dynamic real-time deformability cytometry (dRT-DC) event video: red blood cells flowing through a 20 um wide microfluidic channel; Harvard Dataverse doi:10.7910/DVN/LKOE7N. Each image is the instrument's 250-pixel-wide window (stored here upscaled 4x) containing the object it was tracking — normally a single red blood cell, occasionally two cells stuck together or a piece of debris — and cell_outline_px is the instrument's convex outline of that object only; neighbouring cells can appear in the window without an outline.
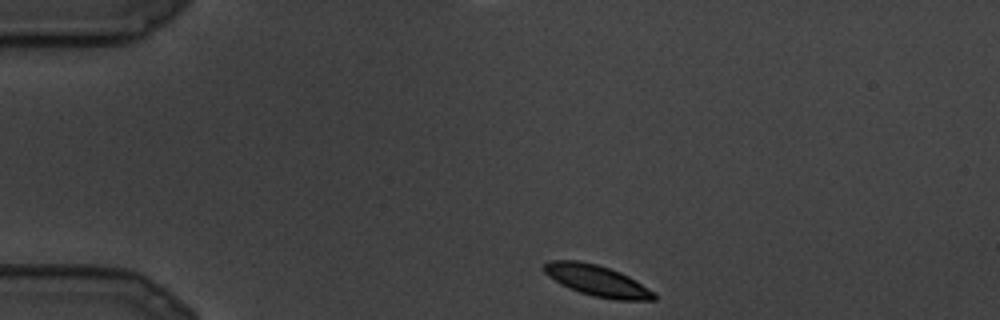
{"species": "common noctule bat (a hibernating species)", "species_latin": "Nyctalus noctula", "temperature_condition": "cold", "stored_images_in_passage": 23, "camera_frame_rate_fps": 3000, "um_per_image_px": 0.085, "animal": {"sex": "male", "body_mass_g": 19.5, "forearm_length_mm": 54.6}, "frame": {"image": 1, "passage_image": 1, "time_ms": 0.0, "image_size_px": [1000, 320], "cell_outline_px": [[656, 300], [616, 300], [592, 296], [580, 292], [560, 284], [548, 276], [544, 272], [544, 264], [548, 260], [580, 260], [596, 264], [620, 272], [628, 276], [656, 292]], "centroid_in_image_um": [50.76, 23.85], "position_along_channel_um": 34.2, "area_um2": 19.94}}
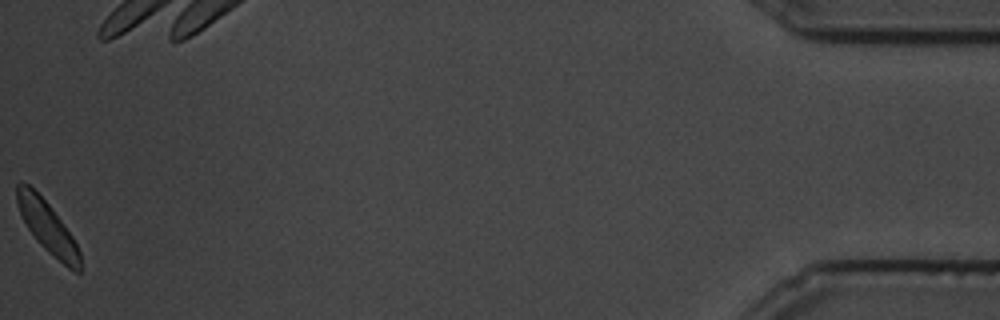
{"frame": {"image": 2, "passage_image": 23, "time_ms": 7.333, "image_size_px": [1000, 320], "cell_outline_px": [[80, 272], [76, 272], [68, 268], [48, 252], [36, 240], [28, 228], [16, 204], [16, 184], [20, 180], [24, 180], [48, 204], [72, 236], [80, 252]], "centroid_in_image_um": [4.0, 19.28], "position_along_channel_um": 431.2, "area_um2": 18.61}}